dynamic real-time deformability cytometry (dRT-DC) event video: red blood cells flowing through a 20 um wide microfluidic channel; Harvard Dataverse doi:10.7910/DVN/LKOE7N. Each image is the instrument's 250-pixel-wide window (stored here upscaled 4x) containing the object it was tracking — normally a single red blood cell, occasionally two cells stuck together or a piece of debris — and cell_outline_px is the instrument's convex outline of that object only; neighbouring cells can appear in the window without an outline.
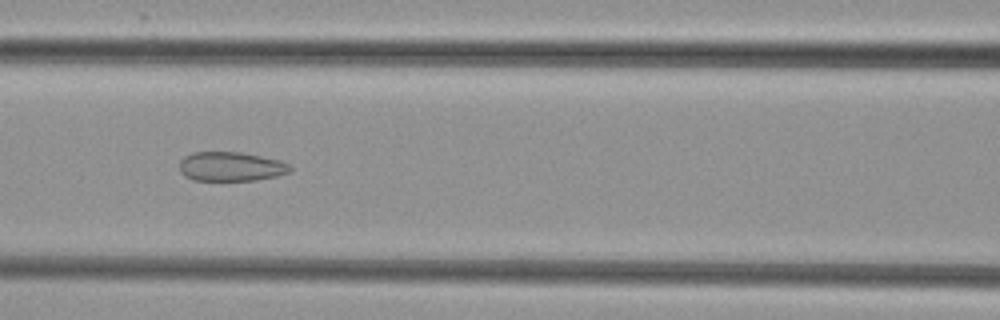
{"species": "common noctule bat (a hibernating species)", "species_latin": "Nyctalus noctula", "temperature_condition": "cold", "stored_images_in_passage": 7, "camera_frame_rate_fps": 3000, "um_per_image_px": 0.085, "animal": {"sex": "female", "body_mass_g": 29.2, "forearm_length_mm": 56.3}, "frame": {"image": 1, "passage_image": 6, "time_ms": 5.667, "image_size_px": [1000, 320], "cell_outline_px": [[292, 168], [288, 172], [276, 176], [256, 180], [192, 180], [184, 176], [180, 172], [180, 160], [184, 156], [192, 152], [240, 152], [280, 160], [288, 164]], "centroid_in_image_um": [19.59, 14.15], "position_along_channel_um": 147.0, "area_um2": 18.84}}
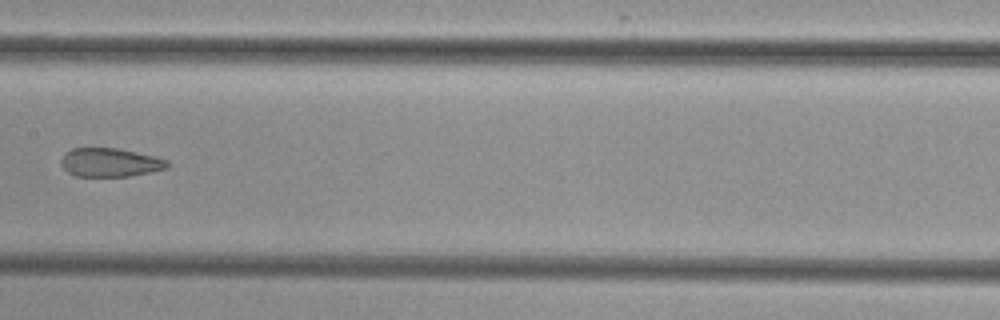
{"frame": {"image": 2, "passage_image": 7, "time_ms": 7.0, "image_size_px": [1000, 320], "cell_outline_px": [[168, 168], [128, 176], [76, 176], [68, 172], [60, 164], [60, 160], [64, 152], [72, 148], [116, 148], [136, 152], [168, 160]], "centroid_in_image_um": [9.3, 13.8], "position_along_channel_um": 198.1, "area_um2": 17.63}}